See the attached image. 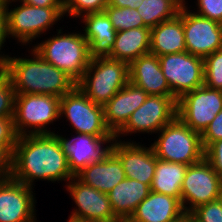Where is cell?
Segmentation results:
<instances>
[{"label":"cell","instance_id":"cell-41","mask_svg":"<svg viewBox=\"0 0 222 222\" xmlns=\"http://www.w3.org/2000/svg\"><path fill=\"white\" fill-rule=\"evenodd\" d=\"M173 222H191V214L185 213L183 216Z\"/></svg>","mask_w":222,"mask_h":222},{"label":"cell","instance_id":"cell-38","mask_svg":"<svg viewBox=\"0 0 222 222\" xmlns=\"http://www.w3.org/2000/svg\"><path fill=\"white\" fill-rule=\"evenodd\" d=\"M9 39L8 31H7V18H6V10L4 5V0H0V64L5 65L7 59L9 58V54L5 53L3 50L5 46V42ZM4 52V53H3Z\"/></svg>","mask_w":222,"mask_h":222},{"label":"cell","instance_id":"cell-15","mask_svg":"<svg viewBox=\"0 0 222 222\" xmlns=\"http://www.w3.org/2000/svg\"><path fill=\"white\" fill-rule=\"evenodd\" d=\"M33 190L12 178L0 181V222H38Z\"/></svg>","mask_w":222,"mask_h":222},{"label":"cell","instance_id":"cell-36","mask_svg":"<svg viewBox=\"0 0 222 222\" xmlns=\"http://www.w3.org/2000/svg\"><path fill=\"white\" fill-rule=\"evenodd\" d=\"M15 145H0V181L11 178Z\"/></svg>","mask_w":222,"mask_h":222},{"label":"cell","instance_id":"cell-9","mask_svg":"<svg viewBox=\"0 0 222 222\" xmlns=\"http://www.w3.org/2000/svg\"><path fill=\"white\" fill-rule=\"evenodd\" d=\"M176 117L177 100L173 96L149 95L131 114L125 126L115 135V139L125 142L124 137L138 135L137 133L156 135Z\"/></svg>","mask_w":222,"mask_h":222},{"label":"cell","instance_id":"cell-35","mask_svg":"<svg viewBox=\"0 0 222 222\" xmlns=\"http://www.w3.org/2000/svg\"><path fill=\"white\" fill-rule=\"evenodd\" d=\"M204 158L222 178V139L211 143L204 150Z\"/></svg>","mask_w":222,"mask_h":222},{"label":"cell","instance_id":"cell-10","mask_svg":"<svg viewBox=\"0 0 222 222\" xmlns=\"http://www.w3.org/2000/svg\"><path fill=\"white\" fill-rule=\"evenodd\" d=\"M222 195V178L205 160L188 165L181 186V204L185 213L197 206L216 201Z\"/></svg>","mask_w":222,"mask_h":222},{"label":"cell","instance_id":"cell-42","mask_svg":"<svg viewBox=\"0 0 222 222\" xmlns=\"http://www.w3.org/2000/svg\"><path fill=\"white\" fill-rule=\"evenodd\" d=\"M6 77V67L0 64V82Z\"/></svg>","mask_w":222,"mask_h":222},{"label":"cell","instance_id":"cell-30","mask_svg":"<svg viewBox=\"0 0 222 222\" xmlns=\"http://www.w3.org/2000/svg\"><path fill=\"white\" fill-rule=\"evenodd\" d=\"M204 85L222 90V49L204 59Z\"/></svg>","mask_w":222,"mask_h":222},{"label":"cell","instance_id":"cell-31","mask_svg":"<svg viewBox=\"0 0 222 222\" xmlns=\"http://www.w3.org/2000/svg\"><path fill=\"white\" fill-rule=\"evenodd\" d=\"M190 214L195 222H222V199L199 205Z\"/></svg>","mask_w":222,"mask_h":222},{"label":"cell","instance_id":"cell-20","mask_svg":"<svg viewBox=\"0 0 222 222\" xmlns=\"http://www.w3.org/2000/svg\"><path fill=\"white\" fill-rule=\"evenodd\" d=\"M75 177L100 192L108 193L126 175L120 159L110 150L100 161L86 166Z\"/></svg>","mask_w":222,"mask_h":222},{"label":"cell","instance_id":"cell-22","mask_svg":"<svg viewBox=\"0 0 222 222\" xmlns=\"http://www.w3.org/2000/svg\"><path fill=\"white\" fill-rule=\"evenodd\" d=\"M83 36L92 56L106 55L114 46L117 31L105 12L89 13L80 18Z\"/></svg>","mask_w":222,"mask_h":222},{"label":"cell","instance_id":"cell-28","mask_svg":"<svg viewBox=\"0 0 222 222\" xmlns=\"http://www.w3.org/2000/svg\"><path fill=\"white\" fill-rule=\"evenodd\" d=\"M104 12L109 17L113 28L119 32L132 28L147 27L139 12L135 8H117L107 6Z\"/></svg>","mask_w":222,"mask_h":222},{"label":"cell","instance_id":"cell-5","mask_svg":"<svg viewBox=\"0 0 222 222\" xmlns=\"http://www.w3.org/2000/svg\"><path fill=\"white\" fill-rule=\"evenodd\" d=\"M128 82L129 64L107 55H95L76 85L95 104L104 106Z\"/></svg>","mask_w":222,"mask_h":222},{"label":"cell","instance_id":"cell-32","mask_svg":"<svg viewBox=\"0 0 222 222\" xmlns=\"http://www.w3.org/2000/svg\"><path fill=\"white\" fill-rule=\"evenodd\" d=\"M15 91L12 82L5 77L0 82V117H13Z\"/></svg>","mask_w":222,"mask_h":222},{"label":"cell","instance_id":"cell-2","mask_svg":"<svg viewBox=\"0 0 222 222\" xmlns=\"http://www.w3.org/2000/svg\"><path fill=\"white\" fill-rule=\"evenodd\" d=\"M27 49L28 56L22 53L23 57H12L10 54L5 64L6 77L12 82L15 94H42L61 98L76 86V82L64 71L46 62L32 47Z\"/></svg>","mask_w":222,"mask_h":222},{"label":"cell","instance_id":"cell-39","mask_svg":"<svg viewBox=\"0 0 222 222\" xmlns=\"http://www.w3.org/2000/svg\"><path fill=\"white\" fill-rule=\"evenodd\" d=\"M36 7H64V0H18Z\"/></svg>","mask_w":222,"mask_h":222},{"label":"cell","instance_id":"cell-17","mask_svg":"<svg viewBox=\"0 0 222 222\" xmlns=\"http://www.w3.org/2000/svg\"><path fill=\"white\" fill-rule=\"evenodd\" d=\"M63 144V148L68 159L71 173L75 176L86 166L100 161L111 148V143L115 137H98L83 133H70L67 135L56 133ZM73 136V137H72Z\"/></svg>","mask_w":222,"mask_h":222},{"label":"cell","instance_id":"cell-8","mask_svg":"<svg viewBox=\"0 0 222 222\" xmlns=\"http://www.w3.org/2000/svg\"><path fill=\"white\" fill-rule=\"evenodd\" d=\"M63 118L73 133L115 137L105 124L103 106L90 100L77 85L60 98V120Z\"/></svg>","mask_w":222,"mask_h":222},{"label":"cell","instance_id":"cell-1","mask_svg":"<svg viewBox=\"0 0 222 222\" xmlns=\"http://www.w3.org/2000/svg\"><path fill=\"white\" fill-rule=\"evenodd\" d=\"M73 177L57 134L18 136L13 151V180L35 188L37 181H64L65 186Z\"/></svg>","mask_w":222,"mask_h":222},{"label":"cell","instance_id":"cell-19","mask_svg":"<svg viewBox=\"0 0 222 222\" xmlns=\"http://www.w3.org/2000/svg\"><path fill=\"white\" fill-rule=\"evenodd\" d=\"M129 82L142 88L148 95L173 96L158 56L152 53L141 55L129 64Z\"/></svg>","mask_w":222,"mask_h":222},{"label":"cell","instance_id":"cell-7","mask_svg":"<svg viewBox=\"0 0 222 222\" xmlns=\"http://www.w3.org/2000/svg\"><path fill=\"white\" fill-rule=\"evenodd\" d=\"M155 138L150 145L158 159L185 165H193L204 159L201 134L178 117L164 126Z\"/></svg>","mask_w":222,"mask_h":222},{"label":"cell","instance_id":"cell-33","mask_svg":"<svg viewBox=\"0 0 222 222\" xmlns=\"http://www.w3.org/2000/svg\"><path fill=\"white\" fill-rule=\"evenodd\" d=\"M195 3L194 10H197L191 11L222 25V0H197Z\"/></svg>","mask_w":222,"mask_h":222},{"label":"cell","instance_id":"cell-3","mask_svg":"<svg viewBox=\"0 0 222 222\" xmlns=\"http://www.w3.org/2000/svg\"><path fill=\"white\" fill-rule=\"evenodd\" d=\"M59 28L56 29L57 34L40 40L39 43L37 40L32 48L42 59L64 71L77 83L83 77L92 57L89 45L81 29L80 32H69L67 29L63 31L64 25Z\"/></svg>","mask_w":222,"mask_h":222},{"label":"cell","instance_id":"cell-21","mask_svg":"<svg viewBox=\"0 0 222 222\" xmlns=\"http://www.w3.org/2000/svg\"><path fill=\"white\" fill-rule=\"evenodd\" d=\"M185 214L181 202L172 196L150 191L128 222H173Z\"/></svg>","mask_w":222,"mask_h":222},{"label":"cell","instance_id":"cell-29","mask_svg":"<svg viewBox=\"0 0 222 222\" xmlns=\"http://www.w3.org/2000/svg\"><path fill=\"white\" fill-rule=\"evenodd\" d=\"M109 0H64V16L66 18H81L89 13L104 12Z\"/></svg>","mask_w":222,"mask_h":222},{"label":"cell","instance_id":"cell-37","mask_svg":"<svg viewBox=\"0 0 222 222\" xmlns=\"http://www.w3.org/2000/svg\"><path fill=\"white\" fill-rule=\"evenodd\" d=\"M17 139L13 117H0V145H16Z\"/></svg>","mask_w":222,"mask_h":222},{"label":"cell","instance_id":"cell-18","mask_svg":"<svg viewBox=\"0 0 222 222\" xmlns=\"http://www.w3.org/2000/svg\"><path fill=\"white\" fill-rule=\"evenodd\" d=\"M148 94L131 82L120 89L104 106V121L115 136L127 123L131 114L148 98Z\"/></svg>","mask_w":222,"mask_h":222},{"label":"cell","instance_id":"cell-34","mask_svg":"<svg viewBox=\"0 0 222 222\" xmlns=\"http://www.w3.org/2000/svg\"><path fill=\"white\" fill-rule=\"evenodd\" d=\"M222 139V110L207 126L201 134V141L204 150L213 142Z\"/></svg>","mask_w":222,"mask_h":222},{"label":"cell","instance_id":"cell-12","mask_svg":"<svg viewBox=\"0 0 222 222\" xmlns=\"http://www.w3.org/2000/svg\"><path fill=\"white\" fill-rule=\"evenodd\" d=\"M222 110V90L203 85L177 100V117L200 134Z\"/></svg>","mask_w":222,"mask_h":222},{"label":"cell","instance_id":"cell-26","mask_svg":"<svg viewBox=\"0 0 222 222\" xmlns=\"http://www.w3.org/2000/svg\"><path fill=\"white\" fill-rule=\"evenodd\" d=\"M188 165L157 159L150 190L177 198L181 202V186Z\"/></svg>","mask_w":222,"mask_h":222},{"label":"cell","instance_id":"cell-27","mask_svg":"<svg viewBox=\"0 0 222 222\" xmlns=\"http://www.w3.org/2000/svg\"><path fill=\"white\" fill-rule=\"evenodd\" d=\"M183 5L184 0H143L136 10L142 17L144 24L153 28L176 17Z\"/></svg>","mask_w":222,"mask_h":222},{"label":"cell","instance_id":"cell-16","mask_svg":"<svg viewBox=\"0 0 222 222\" xmlns=\"http://www.w3.org/2000/svg\"><path fill=\"white\" fill-rule=\"evenodd\" d=\"M129 140L114 139L110 150L120 159L126 178L151 186L158 158L150 144L147 147L145 143Z\"/></svg>","mask_w":222,"mask_h":222},{"label":"cell","instance_id":"cell-11","mask_svg":"<svg viewBox=\"0 0 222 222\" xmlns=\"http://www.w3.org/2000/svg\"><path fill=\"white\" fill-rule=\"evenodd\" d=\"M164 77L178 100L184 94L204 85V59L188 52L158 57Z\"/></svg>","mask_w":222,"mask_h":222},{"label":"cell","instance_id":"cell-4","mask_svg":"<svg viewBox=\"0 0 222 222\" xmlns=\"http://www.w3.org/2000/svg\"><path fill=\"white\" fill-rule=\"evenodd\" d=\"M4 5L8 36L17 44L21 43L20 46L25 45V48L28 45L32 47L33 40L52 33L48 31L54 30L53 26L59 25L57 23H61L60 20L64 21L62 18L65 17L64 7H36L18 0H4Z\"/></svg>","mask_w":222,"mask_h":222},{"label":"cell","instance_id":"cell-40","mask_svg":"<svg viewBox=\"0 0 222 222\" xmlns=\"http://www.w3.org/2000/svg\"><path fill=\"white\" fill-rule=\"evenodd\" d=\"M143 0H109L108 6L117 8H138L142 4Z\"/></svg>","mask_w":222,"mask_h":222},{"label":"cell","instance_id":"cell-25","mask_svg":"<svg viewBox=\"0 0 222 222\" xmlns=\"http://www.w3.org/2000/svg\"><path fill=\"white\" fill-rule=\"evenodd\" d=\"M151 28L140 27L119 31L114 46L106 54L130 64L141 55L150 53Z\"/></svg>","mask_w":222,"mask_h":222},{"label":"cell","instance_id":"cell-6","mask_svg":"<svg viewBox=\"0 0 222 222\" xmlns=\"http://www.w3.org/2000/svg\"><path fill=\"white\" fill-rule=\"evenodd\" d=\"M60 98L42 94H15L14 128L18 136L56 134L50 125L60 121Z\"/></svg>","mask_w":222,"mask_h":222},{"label":"cell","instance_id":"cell-14","mask_svg":"<svg viewBox=\"0 0 222 222\" xmlns=\"http://www.w3.org/2000/svg\"><path fill=\"white\" fill-rule=\"evenodd\" d=\"M65 191L74 201L70 217L91 222H118L108 194L79 181L75 176L65 185Z\"/></svg>","mask_w":222,"mask_h":222},{"label":"cell","instance_id":"cell-43","mask_svg":"<svg viewBox=\"0 0 222 222\" xmlns=\"http://www.w3.org/2000/svg\"><path fill=\"white\" fill-rule=\"evenodd\" d=\"M69 218L67 219V222H91V221H86V220H79L76 218H72L70 216H68Z\"/></svg>","mask_w":222,"mask_h":222},{"label":"cell","instance_id":"cell-24","mask_svg":"<svg viewBox=\"0 0 222 222\" xmlns=\"http://www.w3.org/2000/svg\"><path fill=\"white\" fill-rule=\"evenodd\" d=\"M187 52L182 18L176 17L151 28L150 53L156 56Z\"/></svg>","mask_w":222,"mask_h":222},{"label":"cell","instance_id":"cell-23","mask_svg":"<svg viewBox=\"0 0 222 222\" xmlns=\"http://www.w3.org/2000/svg\"><path fill=\"white\" fill-rule=\"evenodd\" d=\"M150 191L148 184L135 179H123L107 193L114 215L120 221H127Z\"/></svg>","mask_w":222,"mask_h":222},{"label":"cell","instance_id":"cell-13","mask_svg":"<svg viewBox=\"0 0 222 222\" xmlns=\"http://www.w3.org/2000/svg\"><path fill=\"white\" fill-rule=\"evenodd\" d=\"M187 0L181 7L187 52L205 59L210 54L222 49V25L191 11ZM189 5V6H188Z\"/></svg>","mask_w":222,"mask_h":222}]
</instances>
